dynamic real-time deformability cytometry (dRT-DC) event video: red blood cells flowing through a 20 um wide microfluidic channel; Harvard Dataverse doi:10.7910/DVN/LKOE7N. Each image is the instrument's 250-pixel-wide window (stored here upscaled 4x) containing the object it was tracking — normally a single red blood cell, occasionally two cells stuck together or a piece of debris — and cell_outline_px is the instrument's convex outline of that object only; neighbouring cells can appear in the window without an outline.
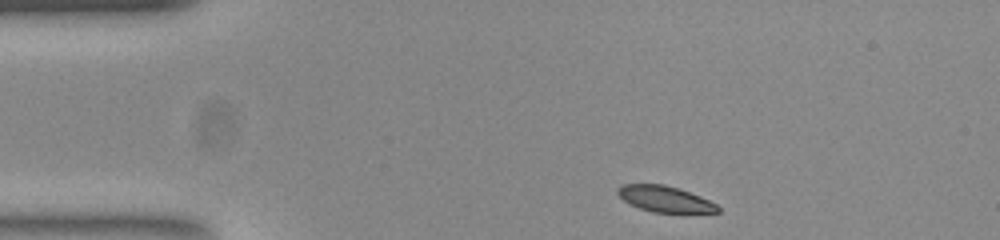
{"species": "common noctule bat (a hibernating species)", "species_latin": "Nyctalus noctula", "temperature_condition": "room temperature", "stored_images_in_passage": 45, "camera_frame_rate_fps": 3000, "um_per_image_px": 0.085, "animal": {"sex": "female", "body_mass_g": 23.0, "forearm_length_mm": 53.4}, "frame": {"image": 1, "passage_image": 1, "time_ms": 0.0, "image_size_px": [1000, 240], "cell_outline_px": [[720, 212], [652, 212], [628, 204], [616, 192], [624, 184], [664, 184], [688, 192], [708, 200], [716, 204], [720, 208]], "centroid_in_image_um": [56.5, 16.92], "position_along_channel_um": 28.5, "area_um2": 14.8}}
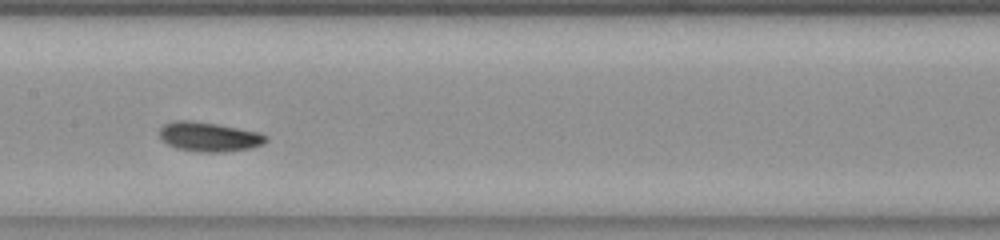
{"frame": {"image": 2, "passage_image": 18, "time_ms": 5.667, "image_size_px": [1000, 240], "cell_outline_px": [[268, 140], [264, 144], [252, 148], [224, 152], [200, 152], [176, 148], [168, 144], [160, 136], [160, 128], [164, 124], [176, 120], [188, 120], [216, 124], [260, 132], [268, 136]], "centroid_in_image_um": [17.81, 11.63], "position_along_channel_um": 189.6, "area_um2": 18.26}}
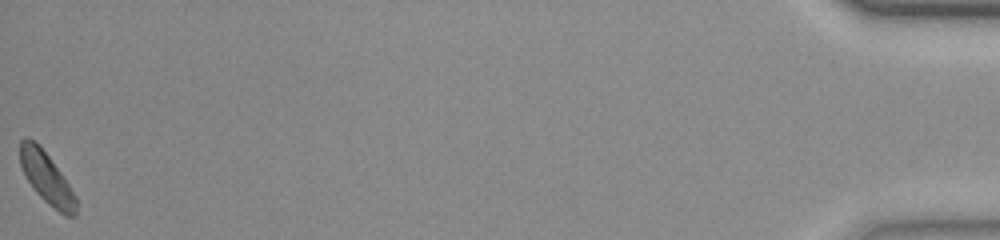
{"frame": {"image": 3, "passage_image": 45, "time_ms": 14.667, "image_size_px": [1000, 240], "cell_outline_px": [[76, 216], [64, 216], [48, 204], [36, 192], [28, 180], [20, 164], [20, 140], [24, 136], [28, 136], [48, 156], [60, 172], [76, 196]], "centroid_in_image_um": [3.96, 15.16], "position_along_channel_um": 431.2, "area_um2": 16.36}, "authors_computed_cell_mechanics": {"area_um2": 16.8776, "velocity_mm_per_s": 3.8407, "shape_relaxation_time_tau1_ms": 6.326, "shape_relaxation_time_tau2_ms": null, "deformation_change_tau1": 0.1726, "deformation_change_tau2": null}}